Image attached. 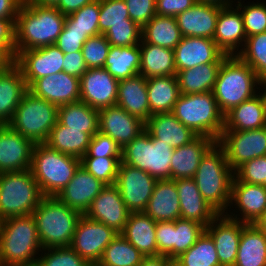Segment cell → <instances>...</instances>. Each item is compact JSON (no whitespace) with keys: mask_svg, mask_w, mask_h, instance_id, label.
Here are the masks:
<instances>
[{"mask_svg":"<svg viewBox=\"0 0 266 266\" xmlns=\"http://www.w3.org/2000/svg\"><path fill=\"white\" fill-rule=\"evenodd\" d=\"M254 225L266 234V208L264 209L260 217L256 220Z\"/></svg>","mask_w":266,"mask_h":266,"instance_id":"obj_65","label":"cell"},{"mask_svg":"<svg viewBox=\"0 0 266 266\" xmlns=\"http://www.w3.org/2000/svg\"><path fill=\"white\" fill-rule=\"evenodd\" d=\"M259 92L224 115L223 131H244L266 126V113Z\"/></svg>","mask_w":266,"mask_h":266,"instance_id":"obj_32","label":"cell"},{"mask_svg":"<svg viewBox=\"0 0 266 266\" xmlns=\"http://www.w3.org/2000/svg\"><path fill=\"white\" fill-rule=\"evenodd\" d=\"M139 46L141 51L140 74L142 76L152 78L176 75L174 50L145 43L142 40Z\"/></svg>","mask_w":266,"mask_h":266,"instance_id":"obj_35","label":"cell"},{"mask_svg":"<svg viewBox=\"0 0 266 266\" xmlns=\"http://www.w3.org/2000/svg\"><path fill=\"white\" fill-rule=\"evenodd\" d=\"M174 148L151 138L144 130L121 151V162L139 168L157 180L170 179V165Z\"/></svg>","mask_w":266,"mask_h":266,"instance_id":"obj_10","label":"cell"},{"mask_svg":"<svg viewBox=\"0 0 266 266\" xmlns=\"http://www.w3.org/2000/svg\"><path fill=\"white\" fill-rule=\"evenodd\" d=\"M197 2L200 3H211V4H215V5H219L221 7H225V6H232L230 0H197Z\"/></svg>","mask_w":266,"mask_h":266,"instance_id":"obj_66","label":"cell"},{"mask_svg":"<svg viewBox=\"0 0 266 266\" xmlns=\"http://www.w3.org/2000/svg\"><path fill=\"white\" fill-rule=\"evenodd\" d=\"M175 183L180 201V218L207 227L219 213L203 198L193 178H179Z\"/></svg>","mask_w":266,"mask_h":266,"instance_id":"obj_25","label":"cell"},{"mask_svg":"<svg viewBox=\"0 0 266 266\" xmlns=\"http://www.w3.org/2000/svg\"><path fill=\"white\" fill-rule=\"evenodd\" d=\"M205 231L214 241L220 265L234 266L242 232V222L231 219L225 214H219L205 227Z\"/></svg>","mask_w":266,"mask_h":266,"instance_id":"obj_21","label":"cell"},{"mask_svg":"<svg viewBox=\"0 0 266 266\" xmlns=\"http://www.w3.org/2000/svg\"><path fill=\"white\" fill-rule=\"evenodd\" d=\"M156 222L175 221L180 218V201L175 180H157L144 210Z\"/></svg>","mask_w":266,"mask_h":266,"instance_id":"obj_29","label":"cell"},{"mask_svg":"<svg viewBox=\"0 0 266 266\" xmlns=\"http://www.w3.org/2000/svg\"><path fill=\"white\" fill-rule=\"evenodd\" d=\"M260 78L237 55L227 56L218 71L212 93L220 112L225 115L232 108L256 95Z\"/></svg>","mask_w":266,"mask_h":266,"instance_id":"obj_4","label":"cell"},{"mask_svg":"<svg viewBox=\"0 0 266 266\" xmlns=\"http://www.w3.org/2000/svg\"><path fill=\"white\" fill-rule=\"evenodd\" d=\"M90 140L88 133L68 129L57 120L45 144L51 149L81 159L87 152Z\"/></svg>","mask_w":266,"mask_h":266,"instance_id":"obj_39","label":"cell"},{"mask_svg":"<svg viewBox=\"0 0 266 266\" xmlns=\"http://www.w3.org/2000/svg\"><path fill=\"white\" fill-rule=\"evenodd\" d=\"M141 51L139 45L110 46L105 68L118 81L140 74Z\"/></svg>","mask_w":266,"mask_h":266,"instance_id":"obj_37","label":"cell"},{"mask_svg":"<svg viewBox=\"0 0 266 266\" xmlns=\"http://www.w3.org/2000/svg\"><path fill=\"white\" fill-rule=\"evenodd\" d=\"M118 24H136L129 17L124 0H100L99 33L104 34L110 27Z\"/></svg>","mask_w":266,"mask_h":266,"instance_id":"obj_47","label":"cell"},{"mask_svg":"<svg viewBox=\"0 0 266 266\" xmlns=\"http://www.w3.org/2000/svg\"><path fill=\"white\" fill-rule=\"evenodd\" d=\"M93 1L94 0H59L55 7L67 16Z\"/></svg>","mask_w":266,"mask_h":266,"instance_id":"obj_62","label":"cell"},{"mask_svg":"<svg viewBox=\"0 0 266 266\" xmlns=\"http://www.w3.org/2000/svg\"><path fill=\"white\" fill-rule=\"evenodd\" d=\"M233 177L224 149L216 142L203 156L193 180L208 204L225 214L230 206Z\"/></svg>","mask_w":266,"mask_h":266,"instance_id":"obj_3","label":"cell"},{"mask_svg":"<svg viewBox=\"0 0 266 266\" xmlns=\"http://www.w3.org/2000/svg\"><path fill=\"white\" fill-rule=\"evenodd\" d=\"M41 248L32 214L0 221V263L3 266H35L38 259L35 254Z\"/></svg>","mask_w":266,"mask_h":266,"instance_id":"obj_2","label":"cell"},{"mask_svg":"<svg viewBox=\"0 0 266 266\" xmlns=\"http://www.w3.org/2000/svg\"><path fill=\"white\" fill-rule=\"evenodd\" d=\"M216 142L208 136L198 135L188 144L174 148L170 179L193 178L203 156Z\"/></svg>","mask_w":266,"mask_h":266,"instance_id":"obj_27","label":"cell"},{"mask_svg":"<svg viewBox=\"0 0 266 266\" xmlns=\"http://www.w3.org/2000/svg\"><path fill=\"white\" fill-rule=\"evenodd\" d=\"M196 3L197 0H156V15L176 17Z\"/></svg>","mask_w":266,"mask_h":266,"instance_id":"obj_58","label":"cell"},{"mask_svg":"<svg viewBox=\"0 0 266 266\" xmlns=\"http://www.w3.org/2000/svg\"><path fill=\"white\" fill-rule=\"evenodd\" d=\"M222 63H207L176 72L182 94H200L213 90Z\"/></svg>","mask_w":266,"mask_h":266,"instance_id":"obj_38","label":"cell"},{"mask_svg":"<svg viewBox=\"0 0 266 266\" xmlns=\"http://www.w3.org/2000/svg\"><path fill=\"white\" fill-rule=\"evenodd\" d=\"M42 249L71 246L82 214L56 197H44L32 213Z\"/></svg>","mask_w":266,"mask_h":266,"instance_id":"obj_5","label":"cell"},{"mask_svg":"<svg viewBox=\"0 0 266 266\" xmlns=\"http://www.w3.org/2000/svg\"><path fill=\"white\" fill-rule=\"evenodd\" d=\"M89 37L78 30H63L57 38L56 45L64 54L81 51L84 43Z\"/></svg>","mask_w":266,"mask_h":266,"instance_id":"obj_57","label":"cell"},{"mask_svg":"<svg viewBox=\"0 0 266 266\" xmlns=\"http://www.w3.org/2000/svg\"><path fill=\"white\" fill-rule=\"evenodd\" d=\"M150 113L172 112L180 95L176 75L147 78Z\"/></svg>","mask_w":266,"mask_h":266,"instance_id":"obj_36","label":"cell"},{"mask_svg":"<svg viewBox=\"0 0 266 266\" xmlns=\"http://www.w3.org/2000/svg\"><path fill=\"white\" fill-rule=\"evenodd\" d=\"M145 130L151 138L161 140L172 148L188 144L198 135L183 125L172 112L152 114L145 122Z\"/></svg>","mask_w":266,"mask_h":266,"instance_id":"obj_28","label":"cell"},{"mask_svg":"<svg viewBox=\"0 0 266 266\" xmlns=\"http://www.w3.org/2000/svg\"><path fill=\"white\" fill-rule=\"evenodd\" d=\"M217 143L224 149L230 168L266 155V126L244 131H223Z\"/></svg>","mask_w":266,"mask_h":266,"instance_id":"obj_11","label":"cell"},{"mask_svg":"<svg viewBox=\"0 0 266 266\" xmlns=\"http://www.w3.org/2000/svg\"><path fill=\"white\" fill-rule=\"evenodd\" d=\"M234 266H266V234L254 224L242 223Z\"/></svg>","mask_w":266,"mask_h":266,"instance_id":"obj_34","label":"cell"},{"mask_svg":"<svg viewBox=\"0 0 266 266\" xmlns=\"http://www.w3.org/2000/svg\"><path fill=\"white\" fill-rule=\"evenodd\" d=\"M110 46L104 34L89 37L81 49L87 68H103Z\"/></svg>","mask_w":266,"mask_h":266,"instance_id":"obj_50","label":"cell"},{"mask_svg":"<svg viewBox=\"0 0 266 266\" xmlns=\"http://www.w3.org/2000/svg\"><path fill=\"white\" fill-rule=\"evenodd\" d=\"M48 252L38 257L35 266H92L70 246L42 249Z\"/></svg>","mask_w":266,"mask_h":266,"instance_id":"obj_49","label":"cell"},{"mask_svg":"<svg viewBox=\"0 0 266 266\" xmlns=\"http://www.w3.org/2000/svg\"><path fill=\"white\" fill-rule=\"evenodd\" d=\"M234 176L241 182L266 187V155L243 163L234 171Z\"/></svg>","mask_w":266,"mask_h":266,"instance_id":"obj_53","label":"cell"},{"mask_svg":"<svg viewBox=\"0 0 266 266\" xmlns=\"http://www.w3.org/2000/svg\"><path fill=\"white\" fill-rule=\"evenodd\" d=\"M129 114L146 122L152 115L148 102L147 78L141 74L119 81L117 103Z\"/></svg>","mask_w":266,"mask_h":266,"instance_id":"obj_30","label":"cell"},{"mask_svg":"<svg viewBox=\"0 0 266 266\" xmlns=\"http://www.w3.org/2000/svg\"><path fill=\"white\" fill-rule=\"evenodd\" d=\"M240 10L243 23L244 31L247 37L266 32V4L264 3H254L247 6H242L241 2L238 0L236 6Z\"/></svg>","mask_w":266,"mask_h":266,"instance_id":"obj_51","label":"cell"},{"mask_svg":"<svg viewBox=\"0 0 266 266\" xmlns=\"http://www.w3.org/2000/svg\"><path fill=\"white\" fill-rule=\"evenodd\" d=\"M34 145L8 125H0V173L30 169Z\"/></svg>","mask_w":266,"mask_h":266,"instance_id":"obj_20","label":"cell"},{"mask_svg":"<svg viewBox=\"0 0 266 266\" xmlns=\"http://www.w3.org/2000/svg\"><path fill=\"white\" fill-rule=\"evenodd\" d=\"M80 165L81 159L42 143L34 145L30 170L44 197H56Z\"/></svg>","mask_w":266,"mask_h":266,"instance_id":"obj_6","label":"cell"},{"mask_svg":"<svg viewBox=\"0 0 266 266\" xmlns=\"http://www.w3.org/2000/svg\"><path fill=\"white\" fill-rule=\"evenodd\" d=\"M118 85L105 68H89L80 77V101L98 110L116 105Z\"/></svg>","mask_w":266,"mask_h":266,"instance_id":"obj_15","label":"cell"},{"mask_svg":"<svg viewBox=\"0 0 266 266\" xmlns=\"http://www.w3.org/2000/svg\"><path fill=\"white\" fill-rule=\"evenodd\" d=\"M156 181L149 173L120 162L114 185L130 212H144Z\"/></svg>","mask_w":266,"mask_h":266,"instance_id":"obj_13","label":"cell"},{"mask_svg":"<svg viewBox=\"0 0 266 266\" xmlns=\"http://www.w3.org/2000/svg\"><path fill=\"white\" fill-rule=\"evenodd\" d=\"M145 256L120 233L108 244L96 266H139Z\"/></svg>","mask_w":266,"mask_h":266,"instance_id":"obj_42","label":"cell"},{"mask_svg":"<svg viewBox=\"0 0 266 266\" xmlns=\"http://www.w3.org/2000/svg\"><path fill=\"white\" fill-rule=\"evenodd\" d=\"M259 84H260V86L262 85V86H265V88H266V78L265 79H261ZM260 96H261V98L263 100L264 109H265V113H266V89L264 90L263 93L261 92Z\"/></svg>","mask_w":266,"mask_h":266,"instance_id":"obj_68","label":"cell"},{"mask_svg":"<svg viewBox=\"0 0 266 266\" xmlns=\"http://www.w3.org/2000/svg\"><path fill=\"white\" fill-rule=\"evenodd\" d=\"M205 231L199 222L179 218L174 221V237L172 243V261L185 253Z\"/></svg>","mask_w":266,"mask_h":266,"instance_id":"obj_46","label":"cell"},{"mask_svg":"<svg viewBox=\"0 0 266 266\" xmlns=\"http://www.w3.org/2000/svg\"><path fill=\"white\" fill-rule=\"evenodd\" d=\"M234 200V201H233ZM235 202L242 218L225 213L231 219L254 224L266 208V187L239 181L235 176L231 185L230 205Z\"/></svg>","mask_w":266,"mask_h":266,"instance_id":"obj_23","label":"cell"},{"mask_svg":"<svg viewBox=\"0 0 266 266\" xmlns=\"http://www.w3.org/2000/svg\"><path fill=\"white\" fill-rule=\"evenodd\" d=\"M141 33L142 28L138 24H118L110 27L104 35L111 46L124 47L139 45Z\"/></svg>","mask_w":266,"mask_h":266,"instance_id":"obj_52","label":"cell"},{"mask_svg":"<svg viewBox=\"0 0 266 266\" xmlns=\"http://www.w3.org/2000/svg\"><path fill=\"white\" fill-rule=\"evenodd\" d=\"M121 157H82L81 166L105 185H114Z\"/></svg>","mask_w":266,"mask_h":266,"instance_id":"obj_48","label":"cell"},{"mask_svg":"<svg viewBox=\"0 0 266 266\" xmlns=\"http://www.w3.org/2000/svg\"><path fill=\"white\" fill-rule=\"evenodd\" d=\"M28 87L20 67L15 63L0 72V125H7Z\"/></svg>","mask_w":266,"mask_h":266,"instance_id":"obj_31","label":"cell"},{"mask_svg":"<svg viewBox=\"0 0 266 266\" xmlns=\"http://www.w3.org/2000/svg\"><path fill=\"white\" fill-rule=\"evenodd\" d=\"M174 221L156 222L157 255H165L172 260Z\"/></svg>","mask_w":266,"mask_h":266,"instance_id":"obj_56","label":"cell"},{"mask_svg":"<svg viewBox=\"0 0 266 266\" xmlns=\"http://www.w3.org/2000/svg\"><path fill=\"white\" fill-rule=\"evenodd\" d=\"M24 0H0V18L10 19L14 24Z\"/></svg>","mask_w":266,"mask_h":266,"instance_id":"obj_61","label":"cell"},{"mask_svg":"<svg viewBox=\"0 0 266 266\" xmlns=\"http://www.w3.org/2000/svg\"><path fill=\"white\" fill-rule=\"evenodd\" d=\"M113 228L82 215L76 225L71 248L96 266L108 244L118 235Z\"/></svg>","mask_w":266,"mask_h":266,"instance_id":"obj_12","label":"cell"},{"mask_svg":"<svg viewBox=\"0 0 266 266\" xmlns=\"http://www.w3.org/2000/svg\"><path fill=\"white\" fill-rule=\"evenodd\" d=\"M0 46L8 47L15 54V24L10 19L0 18Z\"/></svg>","mask_w":266,"mask_h":266,"instance_id":"obj_60","label":"cell"},{"mask_svg":"<svg viewBox=\"0 0 266 266\" xmlns=\"http://www.w3.org/2000/svg\"><path fill=\"white\" fill-rule=\"evenodd\" d=\"M222 7L197 2L176 16L183 37H206L213 39L219 11Z\"/></svg>","mask_w":266,"mask_h":266,"instance_id":"obj_24","label":"cell"},{"mask_svg":"<svg viewBox=\"0 0 266 266\" xmlns=\"http://www.w3.org/2000/svg\"><path fill=\"white\" fill-rule=\"evenodd\" d=\"M173 266H221L211 236L204 231L194 245L173 261Z\"/></svg>","mask_w":266,"mask_h":266,"instance_id":"obj_43","label":"cell"},{"mask_svg":"<svg viewBox=\"0 0 266 266\" xmlns=\"http://www.w3.org/2000/svg\"><path fill=\"white\" fill-rule=\"evenodd\" d=\"M58 120V107L27 91L7 124L34 144L45 143Z\"/></svg>","mask_w":266,"mask_h":266,"instance_id":"obj_9","label":"cell"},{"mask_svg":"<svg viewBox=\"0 0 266 266\" xmlns=\"http://www.w3.org/2000/svg\"><path fill=\"white\" fill-rule=\"evenodd\" d=\"M144 256H157L156 221L144 212H131L120 233Z\"/></svg>","mask_w":266,"mask_h":266,"instance_id":"obj_33","label":"cell"},{"mask_svg":"<svg viewBox=\"0 0 266 266\" xmlns=\"http://www.w3.org/2000/svg\"><path fill=\"white\" fill-rule=\"evenodd\" d=\"M145 130V122L118 105L99 110L98 131L109 136L122 149Z\"/></svg>","mask_w":266,"mask_h":266,"instance_id":"obj_16","label":"cell"},{"mask_svg":"<svg viewBox=\"0 0 266 266\" xmlns=\"http://www.w3.org/2000/svg\"><path fill=\"white\" fill-rule=\"evenodd\" d=\"M130 213L117 187L115 185H106L92 201L90 208L84 215L121 233L125 228Z\"/></svg>","mask_w":266,"mask_h":266,"instance_id":"obj_19","label":"cell"},{"mask_svg":"<svg viewBox=\"0 0 266 266\" xmlns=\"http://www.w3.org/2000/svg\"><path fill=\"white\" fill-rule=\"evenodd\" d=\"M15 54L6 46H0V72L15 64Z\"/></svg>","mask_w":266,"mask_h":266,"instance_id":"obj_63","label":"cell"},{"mask_svg":"<svg viewBox=\"0 0 266 266\" xmlns=\"http://www.w3.org/2000/svg\"><path fill=\"white\" fill-rule=\"evenodd\" d=\"M246 39L243 17L239 9L231 6L222 7L213 37L217 47L228 56L237 55L235 50L238 51L240 44H245Z\"/></svg>","mask_w":266,"mask_h":266,"instance_id":"obj_26","label":"cell"},{"mask_svg":"<svg viewBox=\"0 0 266 266\" xmlns=\"http://www.w3.org/2000/svg\"><path fill=\"white\" fill-rule=\"evenodd\" d=\"M129 17L141 28L156 15V0H124Z\"/></svg>","mask_w":266,"mask_h":266,"instance_id":"obj_55","label":"cell"},{"mask_svg":"<svg viewBox=\"0 0 266 266\" xmlns=\"http://www.w3.org/2000/svg\"><path fill=\"white\" fill-rule=\"evenodd\" d=\"M15 57L27 87L36 79L63 71L64 53L54 44L20 51Z\"/></svg>","mask_w":266,"mask_h":266,"instance_id":"obj_14","label":"cell"},{"mask_svg":"<svg viewBox=\"0 0 266 266\" xmlns=\"http://www.w3.org/2000/svg\"><path fill=\"white\" fill-rule=\"evenodd\" d=\"M28 91L60 107L80 101V78L61 71L36 79Z\"/></svg>","mask_w":266,"mask_h":266,"instance_id":"obj_18","label":"cell"},{"mask_svg":"<svg viewBox=\"0 0 266 266\" xmlns=\"http://www.w3.org/2000/svg\"><path fill=\"white\" fill-rule=\"evenodd\" d=\"M58 121L68 129L80 130L93 137L98 132L99 110L82 101L65 104L58 107Z\"/></svg>","mask_w":266,"mask_h":266,"instance_id":"obj_40","label":"cell"},{"mask_svg":"<svg viewBox=\"0 0 266 266\" xmlns=\"http://www.w3.org/2000/svg\"><path fill=\"white\" fill-rule=\"evenodd\" d=\"M65 19L55 6H40L24 0L15 21V56L20 51L55 44Z\"/></svg>","mask_w":266,"mask_h":266,"instance_id":"obj_1","label":"cell"},{"mask_svg":"<svg viewBox=\"0 0 266 266\" xmlns=\"http://www.w3.org/2000/svg\"><path fill=\"white\" fill-rule=\"evenodd\" d=\"M172 113L197 135L218 141L223 132L224 115L220 112L212 91L200 94L180 93Z\"/></svg>","mask_w":266,"mask_h":266,"instance_id":"obj_7","label":"cell"},{"mask_svg":"<svg viewBox=\"0 0 266 266\" xmlns=\"http://www.w3.org/2000/svg\"><path fill=\"white\" fill-rule=\"evenodd\" d=\"M122 149L109 136L99 131L91 137L87 152L83 157H121Z\"/></svg>","mask_w":266,"mask_h":266,"instance_id":"obj_54","label":"cell"},{"mask_svg":"<svg viewBox=\"0 0 266 266\" xmlns=\"http://www.w3.org/2000/svg\"><path fill=\"white\" fill-rule=\"evenodd\" d=\"M182 37L176 17L155 15L142 27L141 40L160 47L174 50Z\"/></svg>","mask_w":266,"mask_h":266,"instance_id":"obj_41","label":"cell"},{"mask_svg":"<svg viewBox=\"0 0 266 266\" xmlns=\"http://www.w3.org/2000/svg\"><path fill=\"white\" fill-rule=\"evenodd\" d=\"M105 186L80 165L70 182L56 198L84 215Z\"/></svg>","mask_w":266,"mask_h":266,"instance_id":"obj_22","label":"cell"},{"mask_svg":"<svg viewBox=\"0 0 266 266\" xmlns=\"http://www.w3.org/2000/svg\"><path fill=\"white\" fill-rule=\"evenodd\" d=\"M87 69L81 51L64 54L63 71L67 74L80 78Z\"/></svg>","mask_w":266,"mask_h":266,"instance_id":"obj_59","label":"cell"},{"mask_svg":"<svg viewBox=\"0 0 266 266\" xmlns=\"http://www.w3.org/2000/svg\"><path fill=\"white\" fill-rule=\"evenodd\" d=\"M43 198L30 169L0 173V221L32 214Z\"/></svg>","mask_w":266,"mask_h":266,"instance_id":"obj_8","label":"cell"},{"mask_svg":"<svg viewBox=\"0 0 266 266\" xmlns=\"http://www.w3.org/2000/svg\"><path fill=\"white\" fill-rule=\"evenodd\" d=\"M100 0H94L86 4L78 11L66 16L63 30H78L84 32V36L93 37L99 35Z\"/></svg>","mask_w":266,"mask_h":266,"instance_id":"obj_44","label":"cell"},{"mask_svg":"<svg viewBox=\"0 0 266 266\" xmlns=\"http://www.w3.org/2000/svg\"><path fill=\"white\" fill-rule=\"evenodd\" d=\"M139 266H173V261L165 255L145 256Z\"/></svg>","mask_w":266,"mask_h":266,"instance_id":"obj_64","label":"cell"},{"mask_svg":"<svg viewBox=\"0 0 266 266\" xmlns=\"http://www.w3.org/2000/svg\"><path fill=\"white\" fill-rule=\"evenodd\" d=\"M31 3L40 6H55L59 0H29Z\"/></svg>","mask_w":266,"mask_h":266,"instance_id":"obj_67","label":"cell"},{"mask_svg":"<svg viewBox=\"0 0 266 266\" xmlns=\"http://www.w3.org/2000/svg\"><path fill=\"white\" fill-rule=\"evenodd\" d=\"M227 56L213 39L206 37H182L174 49L176 72L207 63H222Z\"/></svg>","mask_w":266,"mask_h":266,"instance_id":"obj_17","label":"cell"},{"mask_svg":"<svg viewBox=\"0 0 266 266\" xmlns=\"http://www.w3.org/2000/svg\"><path fill=\"white\" fill-rule=\"evenodd\" d=\"M243 48L238 51L237 56L247 63L260 79H265L266 32L247 37Z\"/></svg>","mask_w":266,"mask_h":266,"instance_id":"obj_45","label":"cell"}]
</instances>
